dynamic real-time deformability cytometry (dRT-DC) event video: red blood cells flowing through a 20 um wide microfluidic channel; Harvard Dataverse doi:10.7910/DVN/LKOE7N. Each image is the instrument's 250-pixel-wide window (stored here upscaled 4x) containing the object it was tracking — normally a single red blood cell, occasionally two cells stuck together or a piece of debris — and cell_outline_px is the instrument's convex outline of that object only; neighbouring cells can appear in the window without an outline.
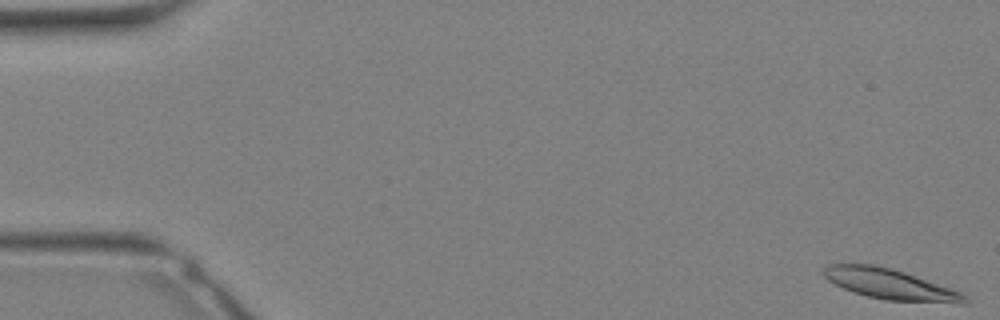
{"species": "Egyptian fruit bat (a non-hibernating species)", "species_latin": "Rousettus aegyptiacus", "temperature_condition": "warm", "stored_images_in_passage": 10, "camera_frame_rate_fps": 3000, "um_per_image_px": 0.085, "animal": {"sex": "female"}, "frame": {"image": 1, "passage_image": 1, "time_ms": 0.0, "image_size_px": [1000, 320], "cell_outline_px": [[968, 304], [960, 304], [884, 300], [868, 296], [844, 288], [828, 280], [824, 276], [824, 268], [828, 264], [872, 264], [892, 268], [904, 272], [960, 292], [968, 296]], "centroid_in_image_um": [75.7, 24.17], "position_along_channel_um": 9.3, "area_um2": 24.8}}